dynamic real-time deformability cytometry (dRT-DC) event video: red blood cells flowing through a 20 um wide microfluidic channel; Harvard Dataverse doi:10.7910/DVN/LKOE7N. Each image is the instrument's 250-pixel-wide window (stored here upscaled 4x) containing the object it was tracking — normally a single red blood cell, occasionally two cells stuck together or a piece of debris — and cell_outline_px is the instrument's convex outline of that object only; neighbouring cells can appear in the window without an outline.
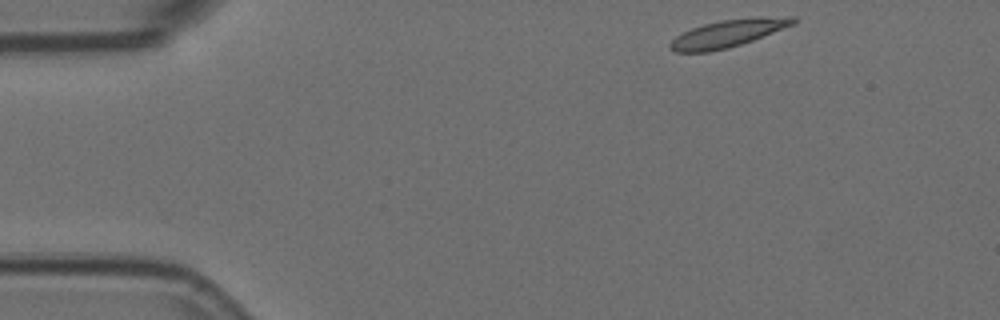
{"species": "Egyptian fruit bat (a non-hibernating species)", "species_latin": "Rousettus aegyptiacus", "temperature_condition": "room temperature", "stored_images_in_passage": 3, "camera_frame_rate_fps": 3000, "um_per_image_px": 0.085, "animal": {"sex": "female"}, "frame": {"image": 1, "passage_image": 1, "time_ms": 0.0, "image_size_px": [1000, 320], "cell_outline_px": [[800, 20], [796, 24], [752, 40], [728, 48], [708, 52], [676, 52], [668, 48], [668, 44], [676, 36], [692, 28], [704, 24], [720, 20], [760, 16], [796, 16]], "centroid_in_image_um": [61.94, 2.82], "position_along_channel_um": 23.1, "area_um2": 19.88}}